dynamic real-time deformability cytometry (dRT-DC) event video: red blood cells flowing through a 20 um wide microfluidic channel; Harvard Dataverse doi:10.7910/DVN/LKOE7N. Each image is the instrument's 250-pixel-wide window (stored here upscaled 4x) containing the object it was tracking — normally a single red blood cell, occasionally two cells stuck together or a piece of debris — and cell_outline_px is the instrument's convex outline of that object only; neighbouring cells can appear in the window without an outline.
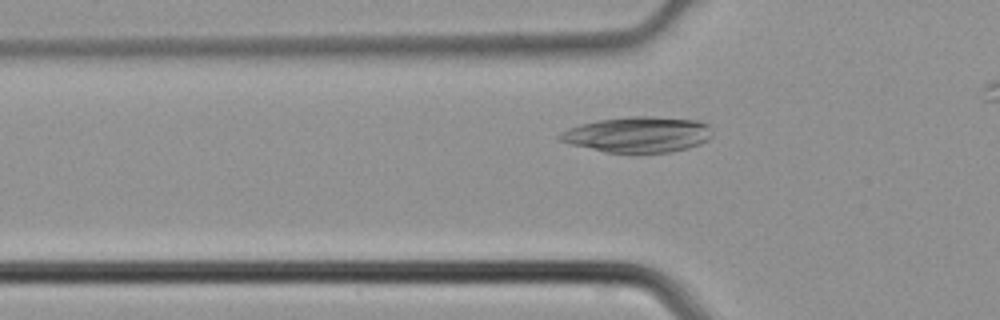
{"species": "common noctule bat (a hibernating species)", "species_latin": "Nyctalus noctula", "temperature_condition": "cold", "stored_images_in_passage": 29, "camera_frame_rate_fps": 3000, "um_per_image_px": 0.085, "animal": {"sex": "male", "body_mass_g": 21.5, "forearm_length_mm": 52.0}, "frame": {"image": 1, "passage_image": 5, "time_ms": 1.333, "image_size_px": [1000, 320], "cell_outline_px": [[712, 136], [708, 140], [700, 144], [688, 148], [668, 152], [604, 152], [568, 144], [556, 140], [556, 136], [560, 132], [568, 128], [580, 124], [596, 120], [628, 116], [652, 116], [700, 120], [708, 124], [712, 132]], "centroid_in_image_um": [54.18, 11.42], "position_along_channel_um": 71.6, "area_um2": 32.14}}
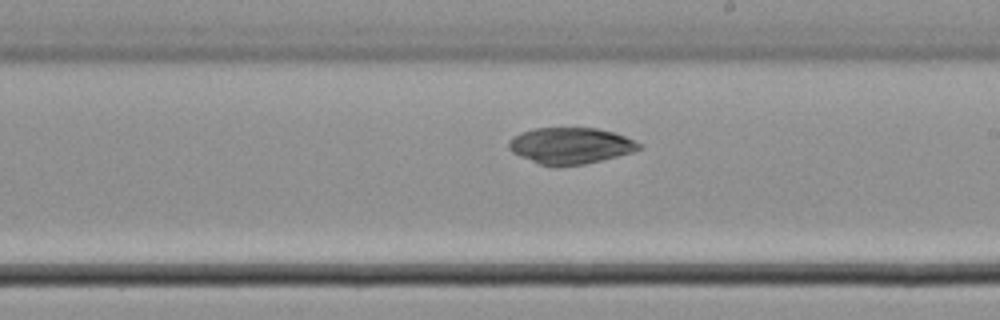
{"frame": {"image": 2, "passage_image": 16, "time_ms": 5.0, "image_size_px": [1000, 320], "cell_outline_px": [[640, 148], [632, 152], [584, 164], [540, 164], [520, 156], [512, 152], [508, 148], [508, 140], [512, 136], [520, 132], [532, 128], [596, 128], [616, 132], [640, 144]], "centroid_in_image_um": [48.44, 12.35], "position_along_channel_um": 240.6, "area_um2": 27.05}}
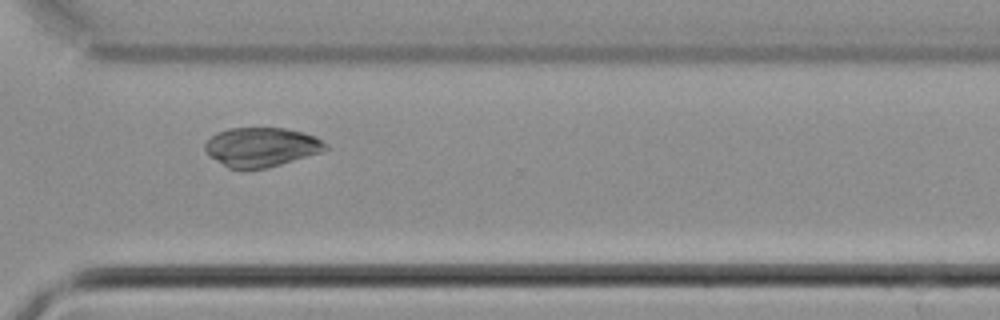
{"frame": {"image": 3, "passage_image": 23, "time_ms": 7.333, "image_size_px": [1000, 320], "cell_outline_px": [[328, 148], [320, 152], [268, 168], [228, 168], [208, 156], [204, 148], [204, 144], [216, 132], [228, 128], [284, 128], [304, 132], [316, 136], [328, 144]], "centroid_in_image_um": [22.2, 12.49], "position_along_channel_um": 348.4, "area_um2": 27.57}}